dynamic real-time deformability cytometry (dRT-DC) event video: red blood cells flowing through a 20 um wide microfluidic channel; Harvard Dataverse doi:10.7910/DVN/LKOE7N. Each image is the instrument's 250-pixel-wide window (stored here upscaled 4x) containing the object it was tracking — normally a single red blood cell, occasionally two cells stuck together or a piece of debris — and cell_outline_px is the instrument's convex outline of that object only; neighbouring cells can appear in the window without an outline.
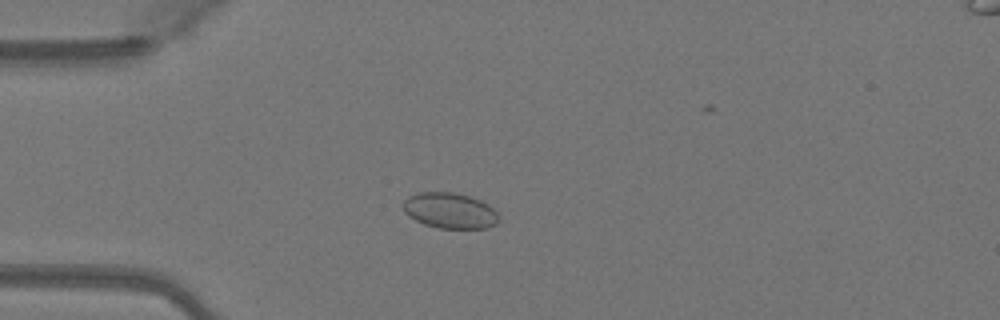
{"species": "Egyptian fruit bat (a non-hibernating species)", "species_latin": "Rousettus aegyptiacus", "temperature_condition": "warm", "stored_images_in_passage": 49, "camera_frame_rate_fps": 3000, "um_per_image_px": 0.085, "animal": {"sex": "female"}, "frame": {"image": 1, "passage_image": 13, "time_ms": 4.0, "image_size_px": [1000, 320], "cell_outline_px": [[500, 220], [496, 224], [488, 228], [436, 228], [424, 224], [408, 216], [404, 212], [404, 200], [408, 196], [420, 192], [452, 192], [468, 196], [480, 200], [488, 204], [500, 216]], "centroid_in_image_um": [38.25, 17.91], "position_along_channel_um": 46.8, "area_um2": 19.94}}
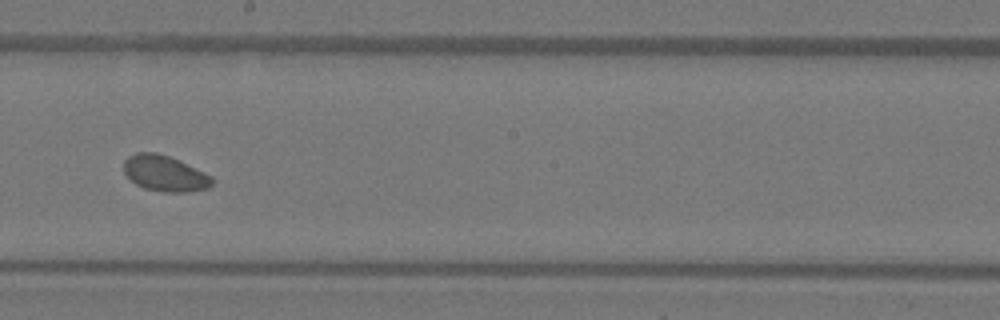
{"frame": {"image": 2, "passage_image": 28, "time_ms": 9.0, "image_size_px": [1000, 320], "cell_outline_px": [[212, 184], [208, 188], [188, 192], [164, 192], [144, 188], [136, 184], [124, 172], [124, 160], [128, 156], [136, 152], [156, 152], [180, 160], [212, 176]], "centroid_in_image_um": [14.01, 14.73], "position_along_channel_um": 234.2, "area_um2": 18.44}}
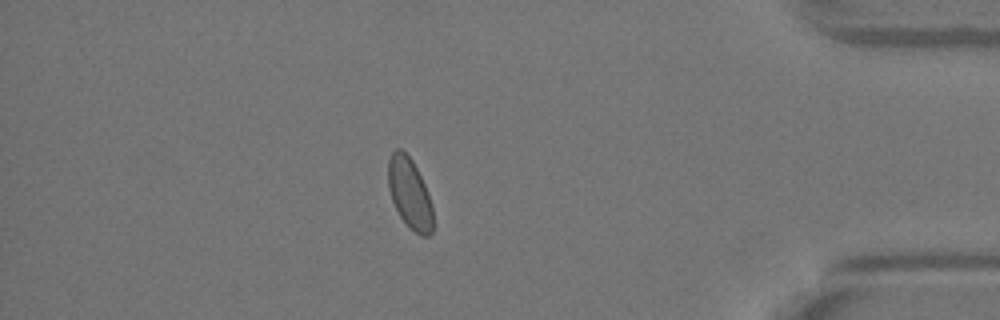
{"frame": {"image": 3, "passage_image": 43, "time_ms": 14.0, "image_size_px": [1000, 320], "cell_outline_px": [[432, 232], [428, 236], [420, 236], [400, 216], [392, 200], [388, 188], [388, 160], [392, 152], [396, 148], [400, 148], [412, 160], [424, 184], [432, 208]], "centroid_in_image_um": [34.8, 16.41], "position_along_channel_um": 400.4, "area_um2": 17.98}}